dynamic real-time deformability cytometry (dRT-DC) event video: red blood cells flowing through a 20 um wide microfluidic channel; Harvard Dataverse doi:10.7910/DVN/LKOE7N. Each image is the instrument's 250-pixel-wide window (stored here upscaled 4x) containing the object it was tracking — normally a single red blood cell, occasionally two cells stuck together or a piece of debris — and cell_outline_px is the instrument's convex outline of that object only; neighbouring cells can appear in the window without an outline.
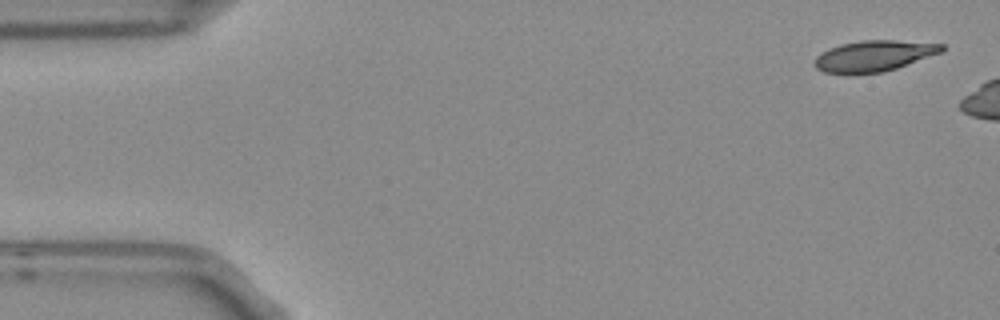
{"species": "Egyptian fruit bat (a non-hibernating species)", "species_latin": "Rousettus aegyptiacus", "temperature_condition": "room temperature", "stored_images_in_passage": 6, "camera_frame_rate_fps": 3000, "um_per_image_px": 0.085, "frame": {"image": 1, "passage_image": 1, "time_ms": 0.0, "image_size_px": [1000, 320], "cell_outline_px": [[944, 48], [940, 52], [896, 68], [884, 72], [824, 72], [816, 68], [812, 64], [816, 56], [820, 52], [828, 48], [840, 44], [860, 40], [896, 40], [944, 44]], "centroid_in_image_um": [74.23, 4.72], "position_along_channel_um": 10.8, "area_um2": 22.54}}